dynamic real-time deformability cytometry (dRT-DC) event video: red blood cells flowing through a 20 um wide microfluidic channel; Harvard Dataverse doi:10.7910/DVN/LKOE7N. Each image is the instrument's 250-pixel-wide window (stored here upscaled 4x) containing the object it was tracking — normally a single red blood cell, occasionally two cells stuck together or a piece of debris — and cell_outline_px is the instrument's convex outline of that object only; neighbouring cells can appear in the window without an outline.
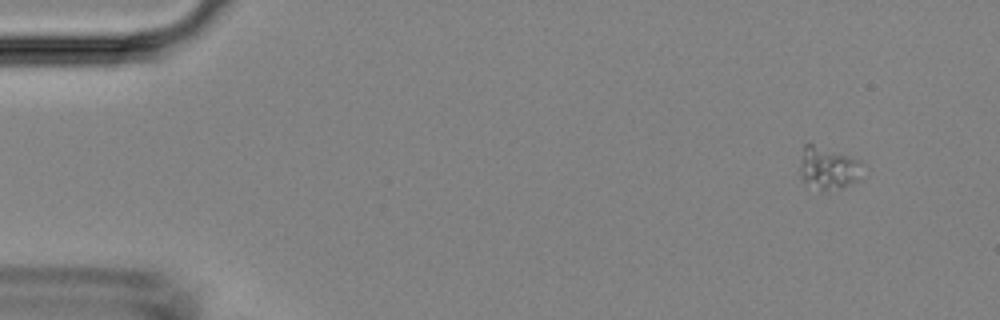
{"species": "Egyptian fruit bat (a non-hibernating species)", "species_latin": "Rousettus aegyptiacus", "temperature_condition": "room temperature", "stored_images_in_passage": 4, "camera_frame_rate_fps": 3000, "um_per_image_px": 0.085, "animal": {"sex": "female"}, "frame": {"image": 1, "passage_image": 1, "time_ms": 0.0, "image_size_px": [1000, 320], "cell_outline_px": [[868, 176], [860, 180], [840, 188], [828, 192], [824, 192], [804, 180], [800, 176], [800, 160], [804, 144], [808, 140], [860, 160], [868, 164]], "centroid_in_image_um": [70.53, 14.25], "position_along_channel_um": 14.5, "area_um2": 16.7}}
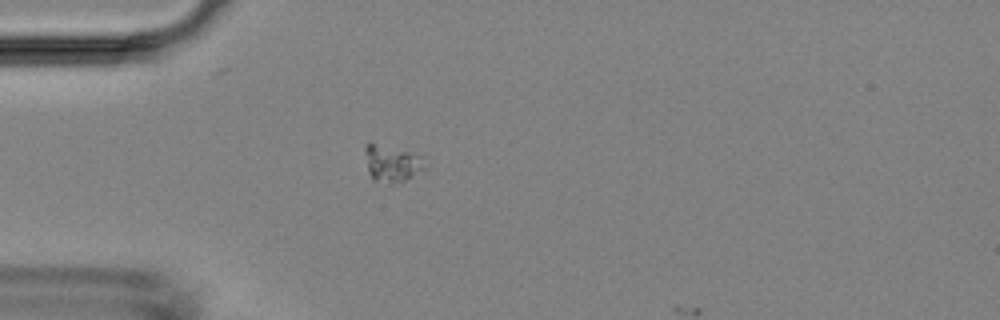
{"frame": {"image": 2, "passage_image": 4, "time_ms": 3.333, "image_size_px": [1000, 320], "cell_outline_px": [[428, 168], [396, 184], [392, 184], [372, 180], [368, 172], [364, 148], [364, 144], [368, 140], [424, 156]], "centroid_in_image_um": [33.31, 13.86], "position_along_channel_um": 51.7, "area_um2": 13.35}}